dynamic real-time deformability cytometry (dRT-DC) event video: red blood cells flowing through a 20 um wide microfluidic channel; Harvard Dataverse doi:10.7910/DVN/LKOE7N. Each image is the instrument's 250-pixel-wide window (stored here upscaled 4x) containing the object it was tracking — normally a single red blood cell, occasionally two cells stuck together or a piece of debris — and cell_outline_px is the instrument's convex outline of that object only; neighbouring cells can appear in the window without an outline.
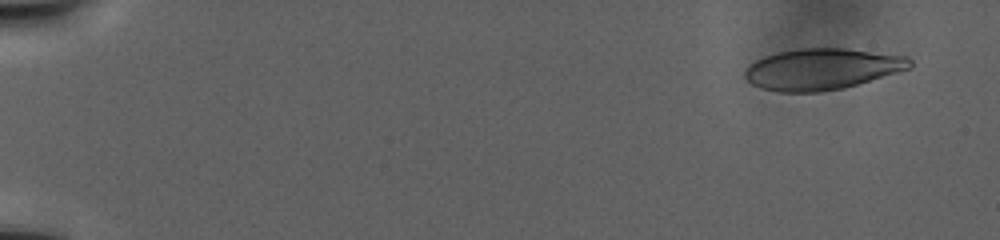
{"species": "human", "species_latin": "Homo sapiens", "temperature_condition": "warm", "stored_images_in_passage": 45, "camera_frame_rate_fps": 3000, "um_per_image_px": 0.085, "donor": {"sex": "male"}, "frame": {"image": 1, "passage_image": 1, "time_ms": 0.0, "image_size_px": [1000, 240], "cell_outline_px": [[912, 68], [844, 88], [820, 92], [780, 92], [760, 88], [752, 84], [744, 76], [744, 72], [748, 64], [764, 56], [780, 52], [804, 48], [844, 48], [908, 56], [912, 60]], "centroid_in_image_um": [69.88, 5.87], "position_along_channel_um": 15.1, "area_um2": 39.71}}
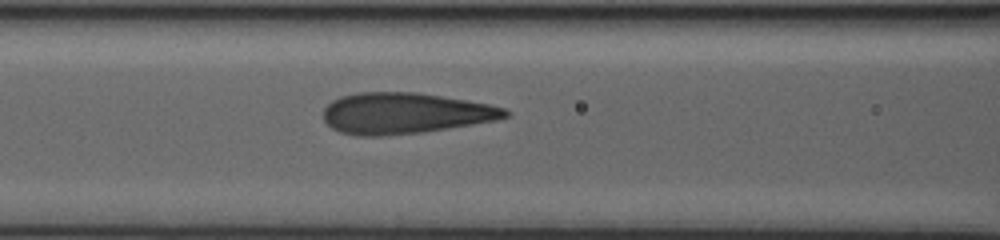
{"frame": {"image": 2, "passage_image": 19, "time_ms": 16.667, "image_size_px": [1000, 240], "cell_outline_px": [[512, 112], [508, 116], [496, 120], [420, 132], [380, 136], [356, 136], [340, 132], [332, 128], [324, 120], [324, 108], [332, 100], [340, 96], [360, 92], [416, 92], [488, 104], [504, 108]], "centroid_in_image_um": [34.37, 9.62], "position_along_channel_um": 132.2, "area_um2": 43.12}}
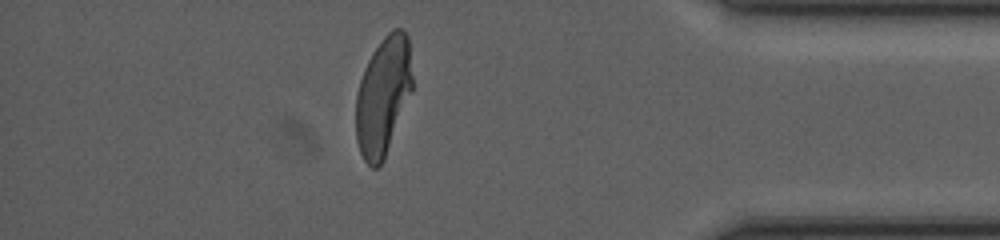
{"frame": {"image": 3, "passage_image": 37, "time_ms": 34.0, "image_size_px": [1000, 240], "cell_outline_px": [[412, 92], [384, 160], [376, 168], [372, 168], [364, 160], [360, 152], [356, 140], [356, 92], [364, 68], [372, 52], [384, 36], [392, 28], [404, 28], [408, 36], [412, 76]], "centroid_in_image_um": [32.57, 8.14], "position_along_channel_um": 402.6, "area_um2": 39.3}}